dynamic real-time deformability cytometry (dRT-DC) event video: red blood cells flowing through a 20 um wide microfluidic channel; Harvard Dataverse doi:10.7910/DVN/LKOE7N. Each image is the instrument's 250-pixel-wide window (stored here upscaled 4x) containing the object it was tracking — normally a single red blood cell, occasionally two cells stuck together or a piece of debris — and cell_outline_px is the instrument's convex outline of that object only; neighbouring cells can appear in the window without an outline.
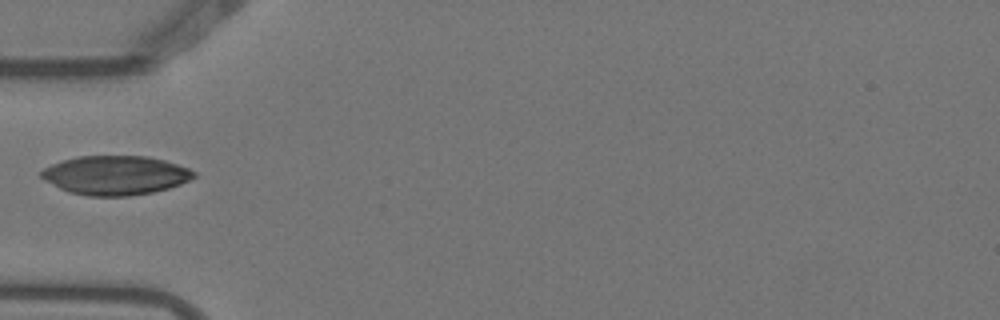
{"species": "Egyptian fruit bat (a non-hibernating species)", "species_latin": "Rousettus aegyptiacus", "temperature_condition": "warm", "stored_images_in_passage": 5, "camera_frame_rate_fps": 3000, "um_per_image_px": 0.085, "animal": {"sex": "female"}, "frame": {"image": 1, "passage_image": 5, "time_ms": 1.333, "image_size_px": [1000, 320], "cell_outline_px": [[196, 176], [180, 184], [168, 188], [152, 192], [128, 196], [88, 196], [68, 192], [44, 180], [40, 176], [40, 172], [44, 168], [52, 164], [76, 156], [148, 156], [164, 160], [188, 168], [196, 172]], "centroid_in_image_um": [9.8, 14.89], "position_along_channel_um": 75.2, "area_um2": 34.68}}